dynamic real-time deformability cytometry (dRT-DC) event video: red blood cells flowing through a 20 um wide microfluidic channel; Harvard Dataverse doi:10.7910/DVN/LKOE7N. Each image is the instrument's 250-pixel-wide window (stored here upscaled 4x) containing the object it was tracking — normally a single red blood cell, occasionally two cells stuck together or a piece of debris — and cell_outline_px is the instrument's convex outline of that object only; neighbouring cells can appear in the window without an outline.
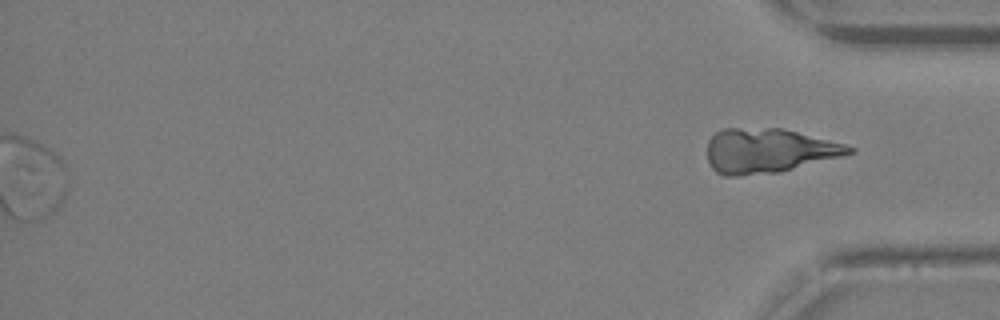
{"species": "Egyptian fruit bat (a non-hibernating species)", "species_latin": "Rousettus aegyptiacus", "temperature_condition": "warm", "stored_images_in_passage": 33, "segment_of_instrument_passage": [2, 2], "camera_frame_rate_fps": 3000, "um_per_image_px": 0.085, "animal": {"sex": "female"}, "frame": {"image": 1, "passage_image": 33, "time_ms": 10.667, "image_size_px": [1000, 320], "cell_outline_px": [[856, 152], [780, 172], [736, 176], [724, 176], [716, 172], [712, 168], [708, 160], [708, 140], [716, 132], [724, 128], [784, 128], [844, 144], [856, 148]], "centroid_in_image_um": [65.31, 12.81], "position_along_channel_um": 369.9, "area_um2": 36.76}}